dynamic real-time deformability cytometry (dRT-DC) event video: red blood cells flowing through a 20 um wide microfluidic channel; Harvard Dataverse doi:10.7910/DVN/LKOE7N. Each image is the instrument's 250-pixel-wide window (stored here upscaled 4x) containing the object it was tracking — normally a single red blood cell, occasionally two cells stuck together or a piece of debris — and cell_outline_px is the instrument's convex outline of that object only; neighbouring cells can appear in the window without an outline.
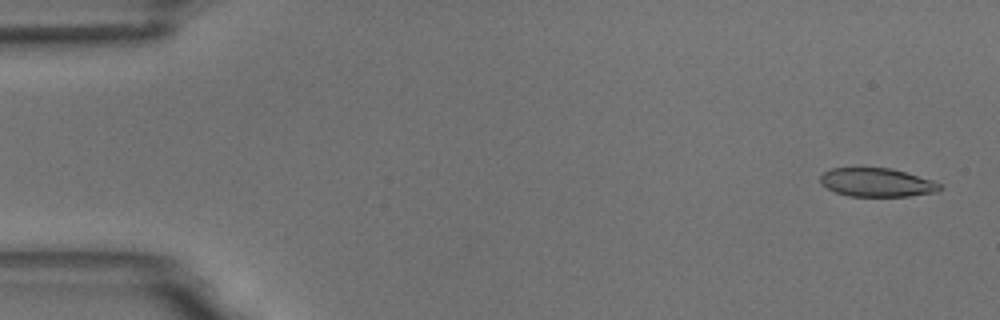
{"species": "common noctule bat (a hibernating species)", "species_latin": "Nyctalus noctula", "temperature_condition": "room temperature", "stored_images_in_passage": 54, "camera_frame_rate_fps": 3000, "um_per_image_px": 0.085, "animal": {"sex": "male", "body_mass_g": 18.8}, "frame": {"image": 1, "passage_image": 2, "time_ms": 0.333, "image_size_px": [1000, 320], "cell_outline_px": [[944, 188], [936, 192], [908, 196], [848, 196], [836, 192], [820, 184], [820, 176], [824, 172], [832, 168], [892, 168], [932, 180], [944, 184]], "centroid_in_image_um": [74.57, 15.51], "position_along_channel_um": 10.4, "area_um2": 20.0}}
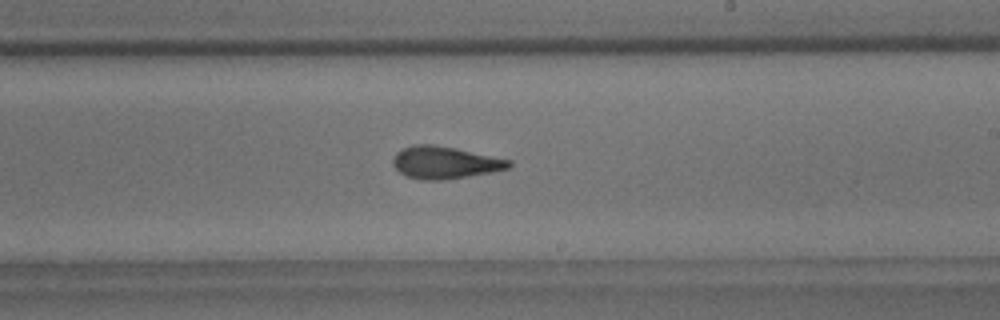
{"frame": {"image": 2, "passage_image": 32, "time_ms": 10.333, "image_size_px": [1000, 320], "cell_outline_px": [[512, 164], [508, 168], [492, 172], [444, 180], [420, 180], [404, 176], [392, 164], [392, 160], [396, 152], [412, 144], [432, 144], [456, 148], [512, 160]], "centroid_in_image_um": [37.79, 13.82], "position_along_channel_um": 251.2, "area_um2": 21.96}}
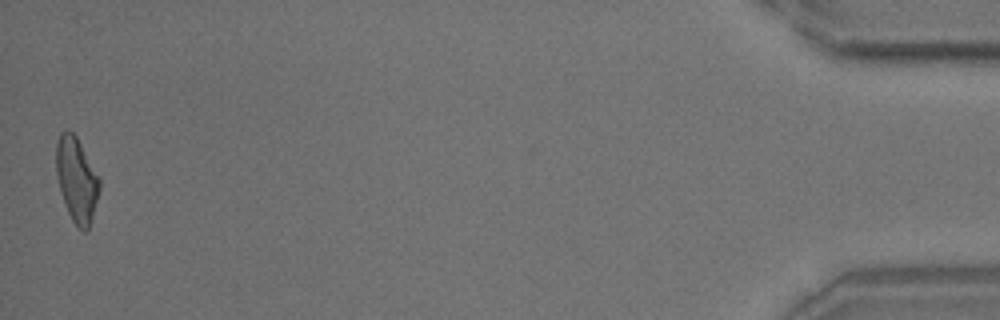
{"frame": {"image": 3, "passage_image": 54, "time_ms": 17.667, "image_size_px": [1000, 320], "cell_outline_px": [[100, 188], [88, 232], [84, 232], [72, 220], [68, 212], [60, 188], [56, 172], [56, 144], [60, 132], [68, 128], [76, 136], [100, 176]], "centroid_in_image_um": [6.53, 15.23], "position_along_channel_um": 428.7, "area_um2": 21.33}, "authors_computed_cell_mechanics": {"area_um2": 21.4149, "velocity_mm_per_s": 3.6847, "shape_relaxation_time_tau1_ms": null, "shape_relaxation_time_tau2_ms": 2.3495, "deformation_change_tau1": null, "deformation_change_tau2": 0.1101}}